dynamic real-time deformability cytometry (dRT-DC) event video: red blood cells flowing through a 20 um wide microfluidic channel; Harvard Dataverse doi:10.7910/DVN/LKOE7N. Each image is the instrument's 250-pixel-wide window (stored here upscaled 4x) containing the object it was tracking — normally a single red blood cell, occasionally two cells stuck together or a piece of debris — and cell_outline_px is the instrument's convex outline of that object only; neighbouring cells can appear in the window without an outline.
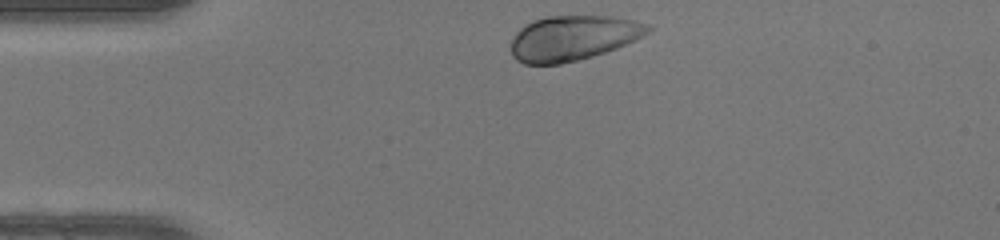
{"species": "human", "species_latin": "Homo sapiens", "temperature_condition": "warm", "stored_images_in_passage": 31, "camera_frame_rate_fps": 3000, "um_per_image_px": 0.085, "donor": {"sex": "female"}, "frame": {"image": 1, "passage_image": 1, "time_ms": 0.0, "image_size_px": [1000, 240], "cell_outline_px": [[652, 28], [648, 32], [616, 48], [592, 56], [560, 64], [524, 64], [516, 60], [512, 56], [512, 40], [516, 32], [524, 24], [532, 20], [548, 16], [612, 16], [632, 20], [648, 24]], "centroid_in_image_um": [48.65, 3.22], "position_along_channel_um": 36.4, "area_um2": 35.6}}
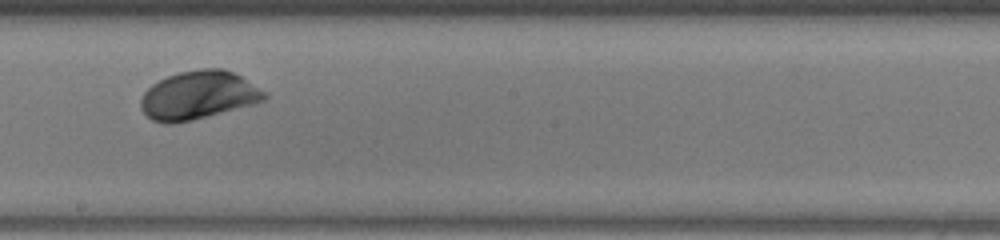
{"frame": {"image": 2, "passage_image": 18, "time_ms": 5.667, "image_size_px": [1000, 240], "cell_outline_px": [[268, 96], [264, 100], [256, 104], [192, 120], [172, 124], [164, 124], [152, 120], [140, 108], [140, 100], [144, 92], [152, 84], [168, 76], [180, 72], [200, 68], [224, 68], [240, 76], [268, 92]], "centroid_in_image_um": [16.88, 8.1], "position_along_channel_um": 231.3, "area_um2": 35.03}}
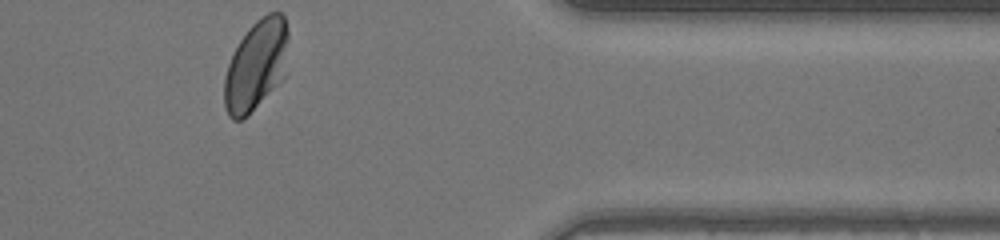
{"frame": {"image": 3, "passage_image": 31, "time_ms": 10.0, "image_size_px": [1000, 240], "cell_outline_px": [[288, 40], [284, 76], [248, 116], [240, 120], [232, 120], [228, 116], [224, 108], [224, 76], [228, 64], [240, 40], [248, 28], [260, 16], [268, 12], [280, 12], [284, 16], [288, 28]], "centroid_in_image_um": [21.76, 5.54], "position_along_channel_um": 389.6, "area_um2": 33.76}, "authors_computed_cell_mechanics": {"area_um2": 34.68, "velocity_mm_per_s": 4.1587, "shape_relaxation_time_tau1_ms": 1.4301, "shape_relaxation_time_tau2_ms": null, "deformation_change_tau1": 0.1199, "deformation_change_tau2": null}}